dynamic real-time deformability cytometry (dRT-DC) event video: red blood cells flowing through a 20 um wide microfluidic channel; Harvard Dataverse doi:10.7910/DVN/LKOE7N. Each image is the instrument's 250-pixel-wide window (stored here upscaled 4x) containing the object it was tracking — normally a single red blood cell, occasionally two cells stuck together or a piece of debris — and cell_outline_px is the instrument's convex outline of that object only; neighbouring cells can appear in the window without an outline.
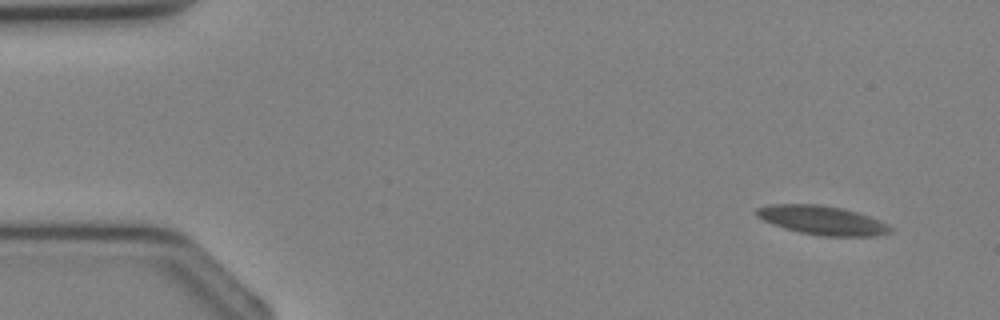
{"species": "Egyptian fruit bat (a non-hibernating species)", "species_latin": "Rousettus aegyptiacus", "temperature_condition": "cold", "stored_images_in_passage": 37, "segment_of_instrument_passage": [1, 2], "camera_frame_rate_fps": 3000, "um_per_image_px": 0.085, "animal": {"sex": "female"}, "frame": {"image": 1, "passage_image": 2, "time_ms": 0.333, "image_size_px": [1000, 320], "cell_outline_px": [[892, 232], [876, 236], [820, 236], [800, 232], [784, 228], [772, 224], [756, 216], [756, 208], [772, 204], [820, 204], [844, 208], [880, 220], [892, 228]], "centroid_in_image_um": [69.89, 18.72], "position_along_channel_um": 15.1, "area_um2": 22.6}}
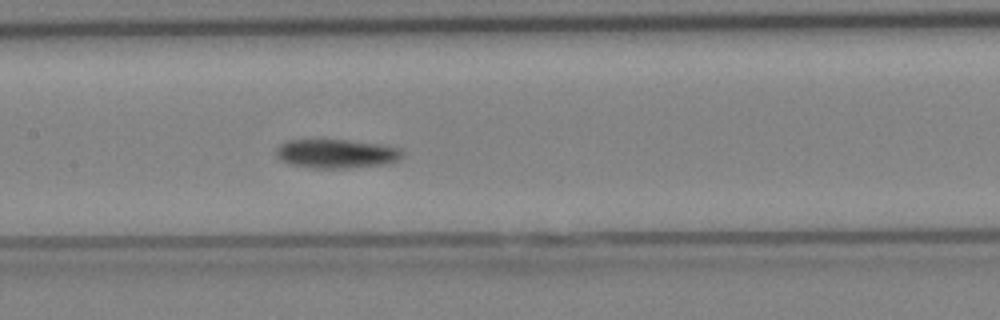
{"frame": {"image": 2, "passage_image": 17, "time_ms": 5.333, "image_size_px": [1000, 320], "cell_outline_px": [[404, 156], [388, 164], [348, 168], [312, 168], [292, 164], [280, 160], [276, 156], [276, 148], [280, 144], [288, 140], [348, 140], [388, 144], [400, 148], [404, 152]], "centroid_in_image_um": [28.65, 13.05], "position_along_channel_um": 178.8, "area_um2": 21.62}}
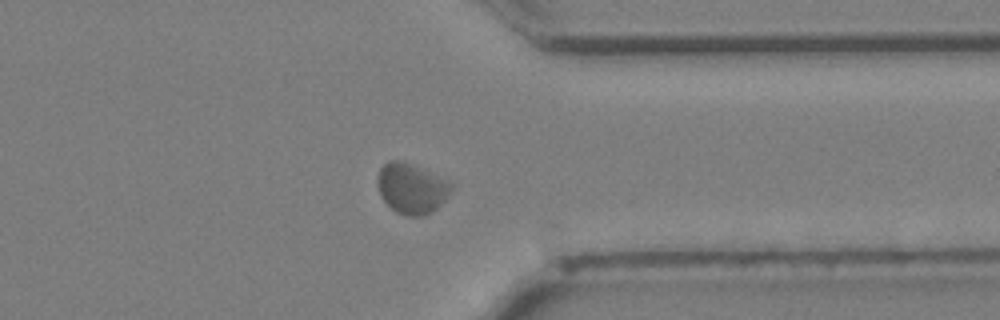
{"frame": {"image": 3, "passage_image": 28, "time_ms": 9.0, "image_size_px": [1000, 320], "cell_outline_px": [[452, 188], [448, 196], [432, 212], [424, 216], [408, 216], [396, 212], [380, 196], [380, 168], [388, 160], [400, 160], [448, 180], [452, 184]], "centroid_in_image_um": [35.01, 16.03], "position_along_channel_um": 376.4, "area_um2": 21.04}}